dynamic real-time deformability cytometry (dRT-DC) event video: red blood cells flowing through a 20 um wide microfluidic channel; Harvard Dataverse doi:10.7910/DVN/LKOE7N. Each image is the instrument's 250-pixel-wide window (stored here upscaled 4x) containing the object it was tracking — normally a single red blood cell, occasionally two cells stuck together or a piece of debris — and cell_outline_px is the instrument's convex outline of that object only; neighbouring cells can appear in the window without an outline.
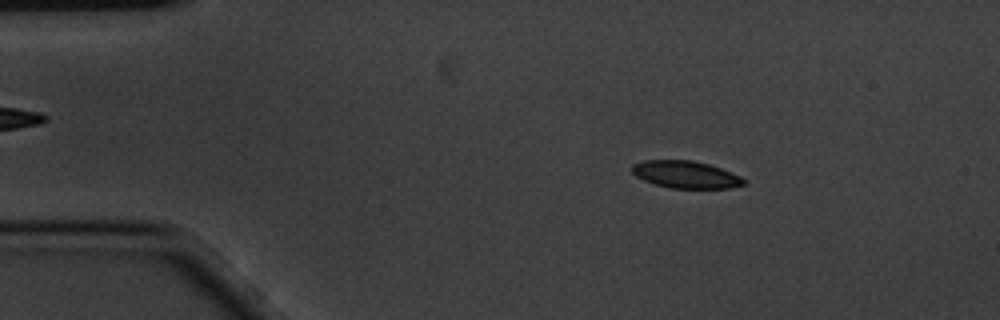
{"species": "common noctule bat (a hibernating species)", "species_latin": "Nyctalus noctula", "temperature_condition": "cold", "stored_images_in_passage": 4, "camera_frame_rate_fps": 3000, "um_per_image_px": 0.085, "animal": {"sex": "male", "body_mass_g": 20.1, "forearm_length_mm": 53.5}, "frame": {"image": 1, "passage_image": 2, "time_ms": 0.333, "image_size_px": [1000, 320], "cell_outline_px": [[744, 184], [728, 188], [668, 188], [644, 180], [636, 176], [632, 172], [632, 164], [644, 160], [692, 160], [708, 164], [720, 168], [740, 176], [744, 180]], "centroid_in_image_um": [58.25, 14.83], "position_along_channel_um": 26.8, "area_um2": 17.57}}